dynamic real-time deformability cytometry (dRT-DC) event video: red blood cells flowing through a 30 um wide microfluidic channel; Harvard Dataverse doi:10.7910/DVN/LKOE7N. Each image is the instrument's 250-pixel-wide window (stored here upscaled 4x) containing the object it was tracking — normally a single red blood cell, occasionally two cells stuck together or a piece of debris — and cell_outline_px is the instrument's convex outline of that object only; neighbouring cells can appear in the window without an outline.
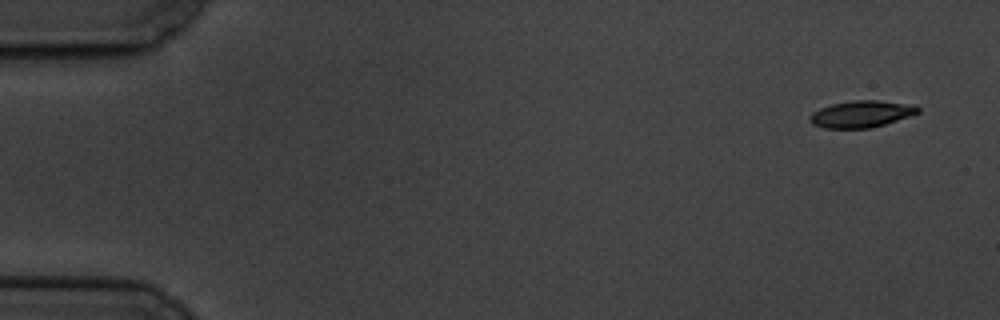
{"species": "common noctule bat (a hibernating species)", "species_latin": "Nyctalus noctula", "temperature_condition": "cold", "stored_images_in_passage": 6, "camera_frame_rate_fps": 3000, "um_per_image_px": 0.085, "animal": {"sex": "male", "body_mass_g": 19.5, "forearm_length_mm": 54.6}, "frame": {"image": 1, "passage_image": 1, "time_ms": 0.0, "image_size_px": [1000, 320], "cell_outline_px": [[920, 112], [872, 128], [824, 128], [812, 124], [808, 120], [808, 116], [812, 112], [820, 108], [832, 104], [856, 100], [876, 100], [916, 104], [920, 108]], "centroid_in_image_um": [73.21, 9.69], "position_along_channel_um": 11.8, "area_um2": 16.94}}
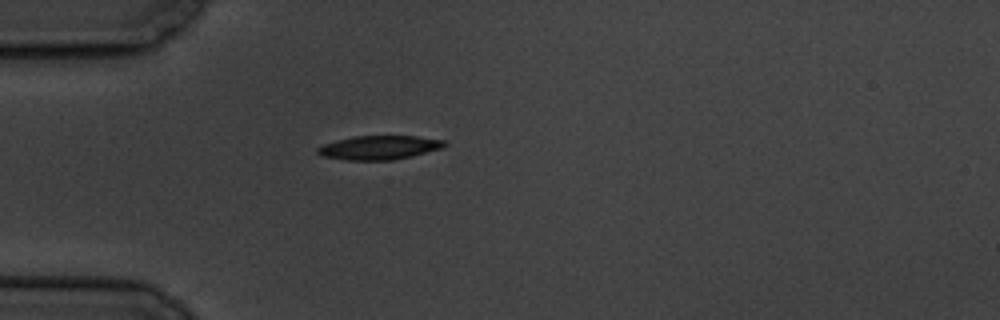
{"frame": {"image": 2, "passage_image": 5, "time_ms": 4.667, "image_size_px": [1000, 320], "cell_outline_px": [[448, 144], [444, 148], [412, 156], [392, 160], [348, 160], [320, 156], [316, 152], [316, 148], [324, 144], [336, 140], [352, 136], [416, 136], [444, 140]], "centroid_in_image_um": [32.23, 12.54], "position_along_channel_um": 52.8, "area_um2": 17.86}}